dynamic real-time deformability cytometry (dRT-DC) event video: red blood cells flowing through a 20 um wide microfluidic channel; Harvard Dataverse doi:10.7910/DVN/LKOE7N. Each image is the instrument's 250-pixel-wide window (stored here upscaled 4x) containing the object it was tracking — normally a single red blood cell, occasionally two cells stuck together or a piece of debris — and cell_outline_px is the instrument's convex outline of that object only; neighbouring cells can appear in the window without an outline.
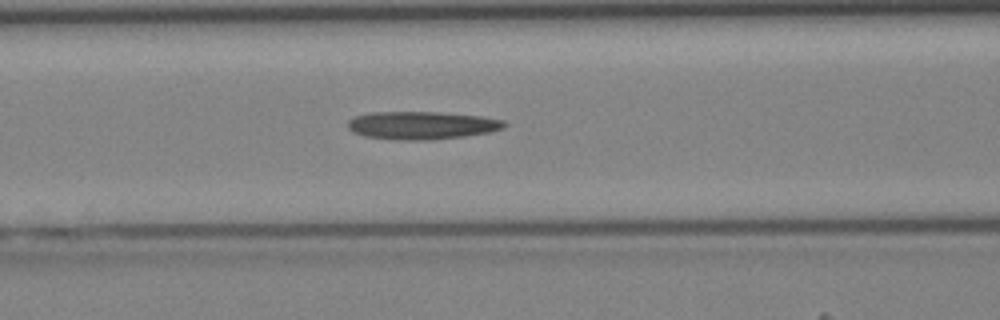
{"species": "Egyptian fruit bat (a non-hibernating species)", "species_latin": "Rousettus aegyptiacus", "temperature_condition": "cold", "stored_images_in_passage": 33, "camera_frame_rate_fps": 3000, "um_per_image_px": 0.085, "animal": {"sex": "female"}, "frame": {"image": 1, "passage_image": 13, "time_ms": 4.0, "image_size_px": [1000, 320], "cell_outline_px": [[508, 124], [504, 128], [488, 132], [464, 136], [428, 140], [396, 140], [364, 136], [352, 132], [348, 128], [348, 120], [352, 116], [372, 112], [440, 112], [480, 116], [504, 120]], "centroid_in_image_um": [35.82, 10.65], "position_along_channel_um": 130.8, "area_um2": 25.61}}
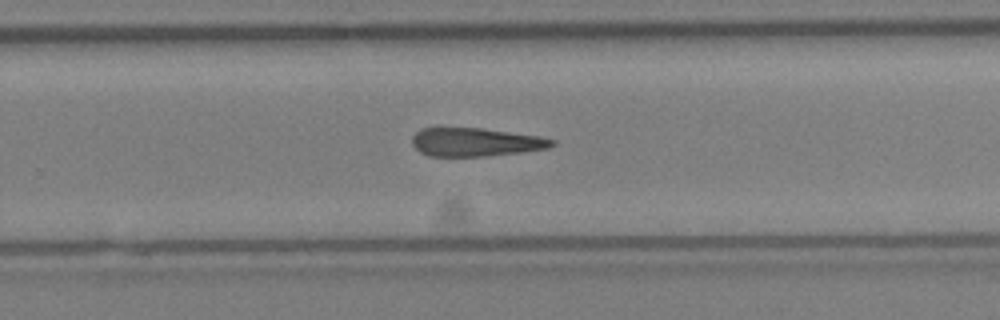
{"frame": {"image": 2, "passage_image": 23, "time_ms": 7.333, "image_size_px": [1000, 320], "cell_outline_px": [[556, 144], [548, 148], [520, 152], [484, 156], [428, 156], [420, 152], [412, 144], [412, 136], [420, 128], [480, 128], [540, 136], [556, 140]], "centroid_in_image_um": [40.42, 12.08], "position_along_channel_um": 289.4, "area_um2": 23.12}}
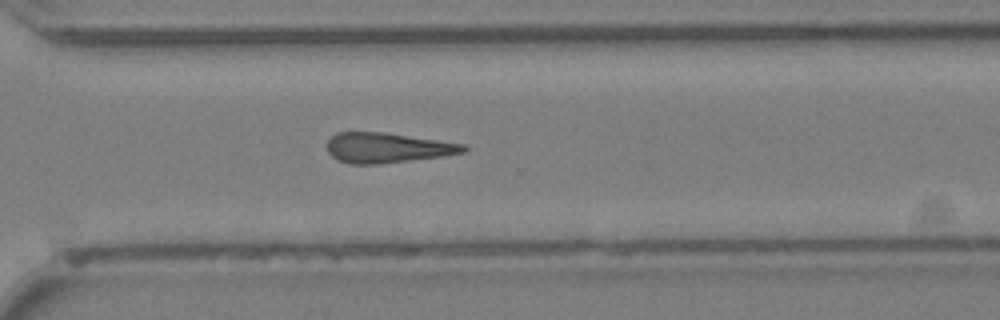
{"frame": {"image": 3, "passage_image": 26, "time_ms": 8.333, "image_size_px": [1000, 320], "cell_outline_px": [[468, 148], [464, 152], [444, 156], [380, 164], [348, 164], [332, 156], [328, 152], [328, 140], [336, 132], [384, 132], [464, 144]], "centroid_in_image_um": [32.92, 12.56], "position_along_channel_um": 337.7, "area_um2": 23.81}}